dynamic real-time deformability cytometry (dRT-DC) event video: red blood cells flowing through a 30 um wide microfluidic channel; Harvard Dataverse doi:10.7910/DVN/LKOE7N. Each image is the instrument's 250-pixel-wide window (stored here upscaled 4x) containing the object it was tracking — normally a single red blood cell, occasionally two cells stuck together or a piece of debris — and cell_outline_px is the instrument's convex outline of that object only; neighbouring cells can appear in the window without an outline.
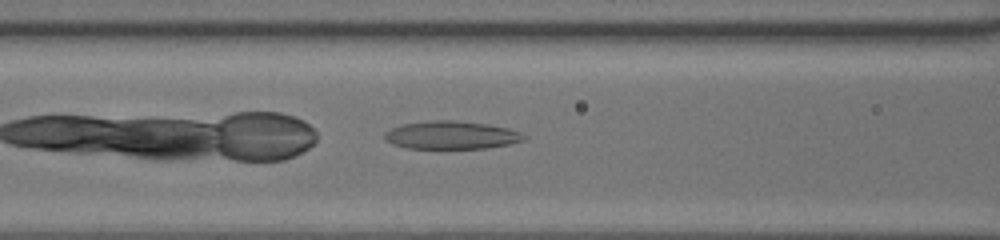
{"species": "common noctule bat (a hibernating species)", "species_latin": "Nyctalus noctula", "temperature_condition": "room temperature", "stored_images_in_passage": 18, "camera_frame_rate_fps": 3000, "um_per_image_px": 0.085, "animal": {"sex": "female", "body_mass_g": 20.0, "forearm_length_mm": 54.0}, "frame": {"image": 1, "passage_image": 5, "time_ms": 1.333, "image_size_px": [1000, 240], "cell_outline_px": [[528, 136], [524, 140], [508, 144], [484, 148], [408, 148], [392, 144], [384, 140], [384, 132], [392, 128], [404, 124], [436, 120], [452, 120], [488, 124], [508, 128], [520, 132]], "centroid_in_image_um": [38.37, 11.48], "position_along_channel_um": 128.2, "area_um2": 22.6}}
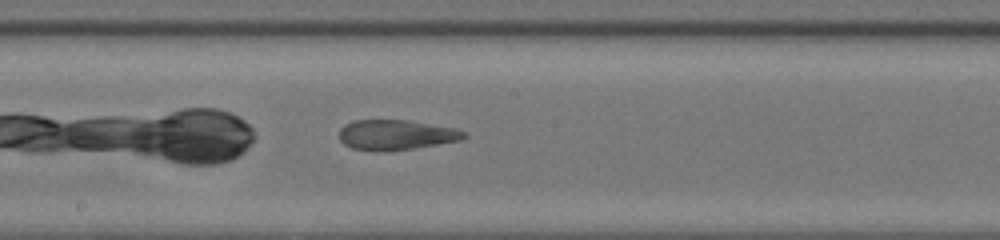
{"frame": {"image": 2, "passage_image": 11, "time_ms": 3.333, "image_size_px": [1000, 240], "cell_outline_px": [[468, 136], [460, 140], [412, 148], [384, 152], [352, 148], [344, 144], [340, 140], [340, 128], [344, 124], [356, 120], [408, 120], [456, 128], [464, 132]], "centroid_in_image_um": [33.64, 11.46], "position_along_channel_um": 214.6, "area_um2": 21.79}}
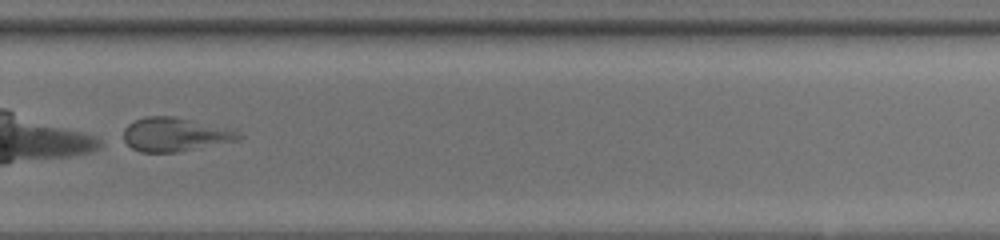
{"frame": {"image": 3, "passage_image": 18, "time_ms": 5.667, "image_size_px": [1000, 240], "cell_outline_px": [[244, 136], [236, 140], [176, 152], [140, 152], [132, 148], [124, 140], [124, 128], [128, 124], [136, 120], [148, 116], [172, 116], [236, 128]], "centroid_in_image_um": [14.92, 11.41], "position_along_channel_um": 314.9, "area_um2": 22.72}}